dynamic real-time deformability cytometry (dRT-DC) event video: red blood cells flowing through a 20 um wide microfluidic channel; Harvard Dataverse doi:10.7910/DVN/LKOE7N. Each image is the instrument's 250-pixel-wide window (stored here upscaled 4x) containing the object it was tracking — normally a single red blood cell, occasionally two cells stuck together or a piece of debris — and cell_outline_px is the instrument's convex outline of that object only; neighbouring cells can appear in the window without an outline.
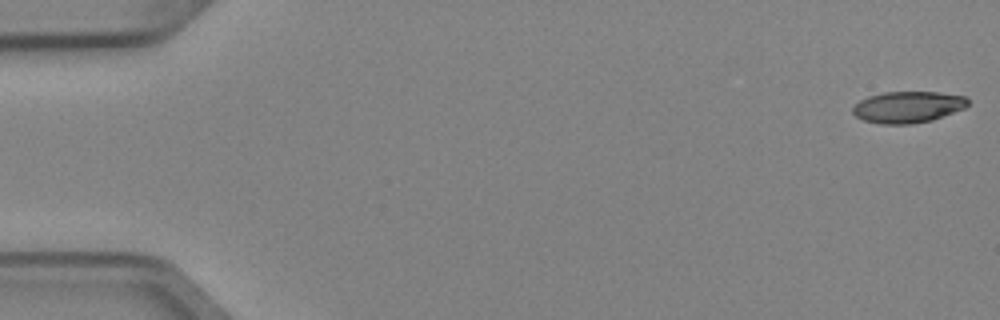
{"species": "Egyptian fruit bat (a non-hibernating species)", "species_latin": "Rousettus aegyptiacus", "temperature_condition": "cold", "stored_images_in_passage": 4, "camera_frame_rate_fps": 3000, "um_per_image_px": 0.085, "animal": {"sex": "female"}, "frame": {"image": 1, "passage_image": 1, "time_ms": 0.0, "image_size_px": [1000, 320], "cell_outline_px": [[968, 104], [964, 108], [932, 120], [912, 124], [880, 124], [864, 120], [856, 116], [852, 112], [852, 108], [860, 100], [868, 96], [884, 92], [936, 92], [964, 96], [968, 100]], "centroid_in_image_um": [77.14, 9.1], "position_along_channel_um": 7.9, "area_um2": 20.98}}
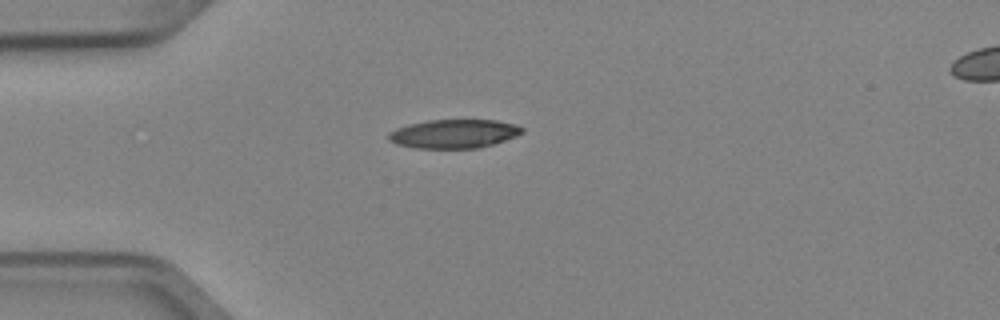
{"frame": {"image": 2, "passage_image": 4, "time_ms": 1.0, "image_size_px": [1000, 320], "cell_outline_px": [[524, 132], [516, 136], [492, 144], [476, 148], [416, 148], [396, 144], [388, 140], [388, 132], [396, 128], [408, 124], [428, 120], [496, 120], [512, 124], [524, 128]], "centroid_in_image_um": [38.54, 11.37], "position_along_channel_um": 46.5, "area_um2": 22.31}}